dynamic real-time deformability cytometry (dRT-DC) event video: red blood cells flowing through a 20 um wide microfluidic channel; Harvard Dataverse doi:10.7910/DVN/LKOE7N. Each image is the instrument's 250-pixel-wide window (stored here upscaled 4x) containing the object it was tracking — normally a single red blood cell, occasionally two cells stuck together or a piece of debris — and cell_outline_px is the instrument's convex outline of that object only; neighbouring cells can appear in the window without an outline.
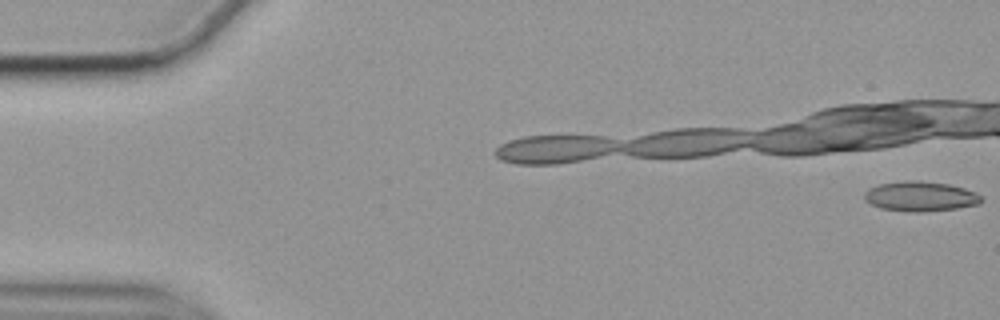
{"species": "common noctule bat (a hibernating species)", "species_latin": "Nyctalus noctula", "temperature_condition": "cold", "stored_images_in_passage": 16, "camera_frame_rate_fps": 3000, "um_per_image_px": 0.085, "animal": {"sex": "female", "body_mass_g": 19.9}, "frame": {"image": 1, "passage_image": 1, "time_ms": 0.0, "image_size_px": [1000, 320], "cell_outline_px": [[984, 200], [980, 204], [956, 208], [920, 212], [916, 212], [880, 208], [864, 200], [864, 192], [868, 188], [880, 184], [908, 180], [916, 180], [948, 184], [964, 188], [976, 192]], "centroid_in_image_um": [78.24, 16.68], "position_along_channel_um": 6.8, "area_um2": 20.29}}
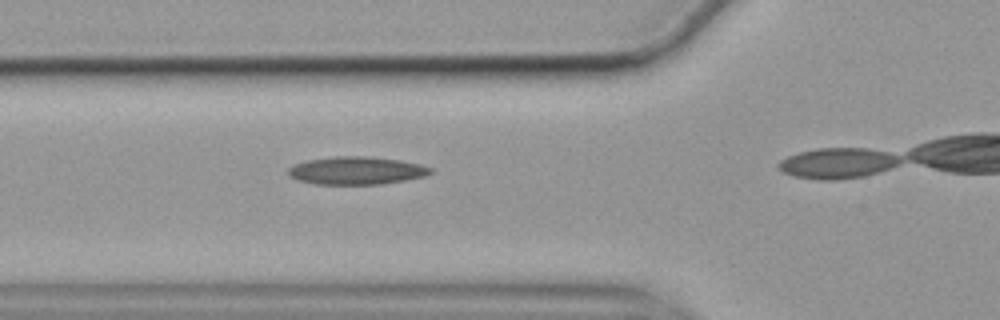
{"frame": {"image": 2, "passage_image": 12, "time_ms": 3.667, "image_size_px": [1000, 320], "cell_outline_px": [[432, 172], [424, 176], [404, 180], [380, 184], [316, 184], [296, 180], [288, 176], [288, 168], [292, 164], [308, 160], [336, 156], [368, 156], [400, 160], [420, 164], [432, 168]], "centroid_in_image_um": [30.25, 14.49], "position_along_channel_um": 95.5, "area_um2": 23.12}}